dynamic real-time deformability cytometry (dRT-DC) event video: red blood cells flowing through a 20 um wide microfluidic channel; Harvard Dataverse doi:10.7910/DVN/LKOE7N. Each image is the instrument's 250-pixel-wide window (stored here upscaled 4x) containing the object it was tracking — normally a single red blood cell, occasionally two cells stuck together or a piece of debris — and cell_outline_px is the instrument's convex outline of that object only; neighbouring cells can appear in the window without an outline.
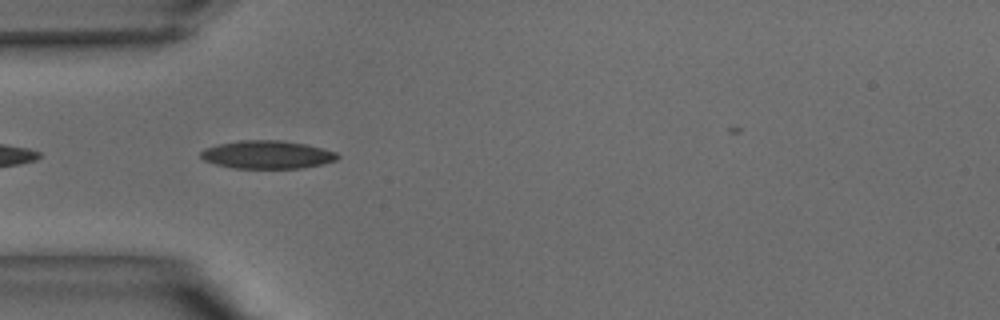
{"species": "common noctule bat (a hibernating species)", "species_latin": "Nyctalus noctula", "temperature_condition": "warm", "stored_images_in_passage": 4, "camera_frame_rate_fps": 3000, "um_per_image_px": 0.085, "animal": {"sex": "male", "body_mass_g": 15.6}, "frame": {"image": 1, "passage_image": 2, "time_ms": 0.333, "image_size_px": [1000, 320], "cell_outline_px": [[340, 156], [336, 160], [324, 164], [304, 168], [232, 168], [216, 164], [204, 160], [200, 156], [200, 152], [204, 148], [220, 144], [240, 140], [280, 140], [304, 144], [336, 152]], "centroid_in_image_um": [22.71, 13.15], "position_along_channel_um": 62.3, "area_um2": 22.31}}